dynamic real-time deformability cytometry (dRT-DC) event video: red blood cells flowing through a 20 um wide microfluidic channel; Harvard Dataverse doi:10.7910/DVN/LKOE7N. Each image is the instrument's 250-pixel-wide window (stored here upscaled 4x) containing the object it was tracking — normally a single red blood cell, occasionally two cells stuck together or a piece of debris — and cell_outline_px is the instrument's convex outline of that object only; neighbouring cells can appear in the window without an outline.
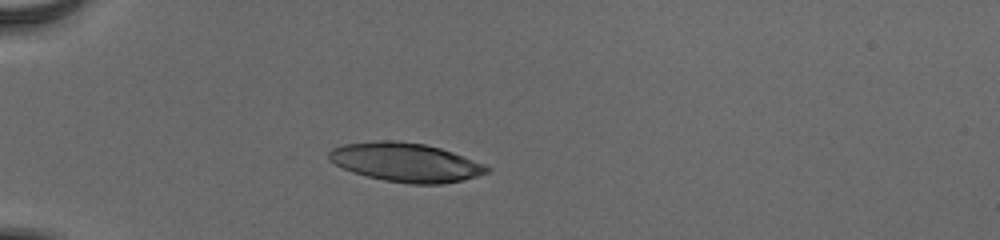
{"species": "human", "species_latin": "Homo sapiens", "temperature_condition": "cold", "stored_images_in_passage": 38, "camera_frame_rate_fps": 3000, "um_per_image_px": 0.085, "donor": {"sex": "male"}, "frame": {"image": 1, "passage_image": 1, "time_ms": 0.0, "image_size_px": [1000, 240], "cell_outline_px": [[492, 168], [488, 172], [464, 180], [440, 184], [408, 184], [384, 180], [352, 172], [328, 160], [328, 152], [332, 148], [344, 144], [376, 140], [392, 140], [424, 144], [440, 148], [452, 152], [484, 164]], "centroid_in_image_um": [34.47, 13.8], "position_along_channel_um": 50.5, "area_um2": 35.72}}
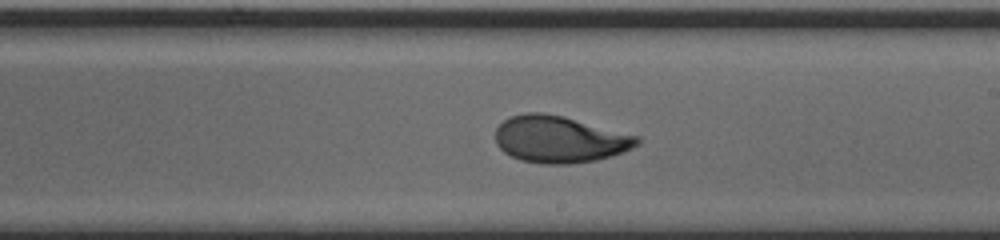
{"frame": {"image": 2, "passage_image": 18, "time_ms": 5.667, "image_size_px": [1000, 240], "cell_outline_px": [[640, 144], [624, 152], [596, 160], [568, 164], [544, 164], [520, 160], [504, 152], [496, 144], [496, 128], [504, 120], [512, 116], [524, 112], [544, 112], [564, 116], [640, 136]], "centroid_in_image_um": [47.58, 11.83], "position_along_channel_um": 241.4, "area_um2": 38.84}}
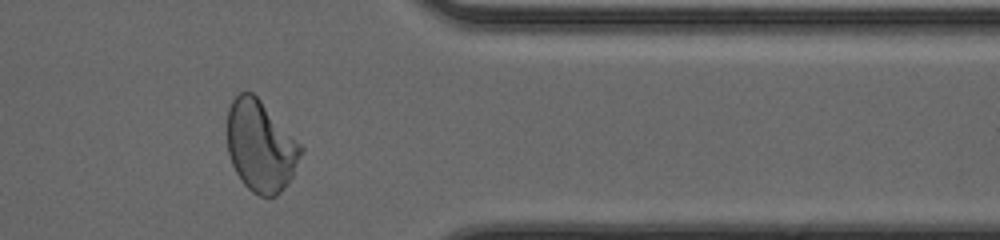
{"frame": {"image": 3, "passage_image": 30, "time_ms": 9.667, "image_size_px": [1000, 240], "cell_outline_px": [[304, 148], [292, 176], [280, 192], [276, 196], [260, 196], [252, 192], [244, 184], [236, 172], [232, 164], [228, 152], [228, 108], [232, 100], [240, 92], [252, 92], [260, 100]], "centroid_in_image_um": [22.14, 12.43], "position_along_channel_um": 389.3, "area_um2": 38.55}, "authors_computed_cell_mechanics": {"area_um2": 38.3792, "velocity_mm_per_s": 3.8931, "shape_relaxation_time_tau1_ms": 5.6405, "shape_relaxation_time_tau2_ms": 1.0213, "deformation_change_tau1": 0.2378, "deformation_change_tau2": 0.0578}}